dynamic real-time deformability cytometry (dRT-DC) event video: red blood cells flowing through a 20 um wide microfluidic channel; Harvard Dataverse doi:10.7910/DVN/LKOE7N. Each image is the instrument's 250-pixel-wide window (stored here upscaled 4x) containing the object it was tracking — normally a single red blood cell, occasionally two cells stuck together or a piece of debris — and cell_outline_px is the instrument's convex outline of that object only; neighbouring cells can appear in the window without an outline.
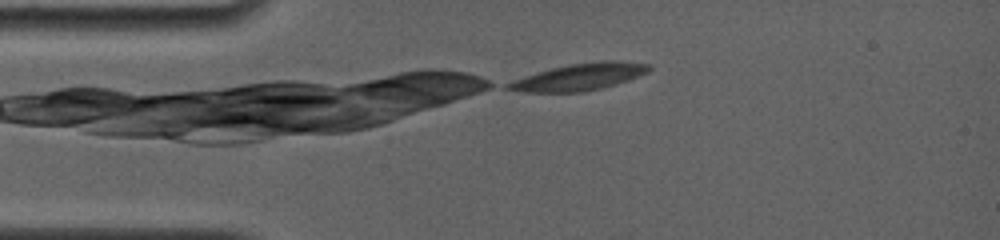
{"species": "common noctule bat (a hibernating species)", "species_latin": "Nyctalus noctula", "temperature_condition": "room temperature", "stored_images_in_passage": 20, "camera_frame_rate_fps": 4000, "um_per_image_px": 0.085, "animal": {"sex": "female", "body_mass_g": 19.0, "forearm_length_mm": 56.7}, "frame": {"image": 1, "passage_image": 1, "time_ms": 0.0, "image_size_px": [1000, 240], "cell_outline_px": [[652, 68], [648, 72], [628, 80], [616, 84], [584, 92], [524, 92], [504, 88], [504, 84], [512, 80], [524, 76], [552, 68], [572, 64], [604, 60], [620, 60], [652, 64]], "centroid_in_image_um": [49.27, 6.53], "position_along_channel_um": 35.7, "area_um2": 22.14}}
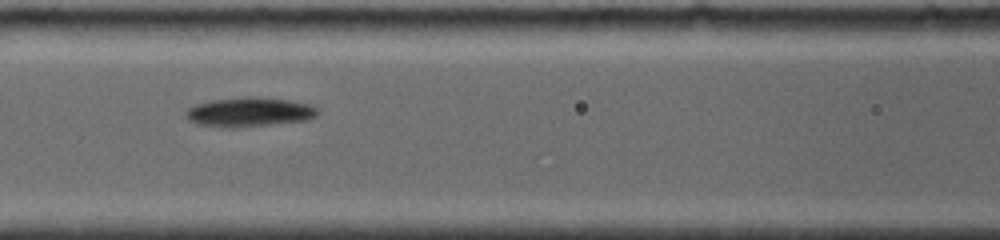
{"frame": {"image": 2, "passage_image": 8, "time_ms": 3.75, "image_size_px": [1000, 240], "cell_outline_px": [[320, 112], [316, 116], [308, 120], [232, 128], [228, 128], [196, 124], [188, 120], [184, 116], [184, 112], [188, 108], [196, 104], [212, 100], [240, 96], [260, 96], [288, 100], [312, 104]], "centroid_in_image_um": [21.17, 9.51], "position_along_channel_um": 145.4, "area_um2": 22.95}}
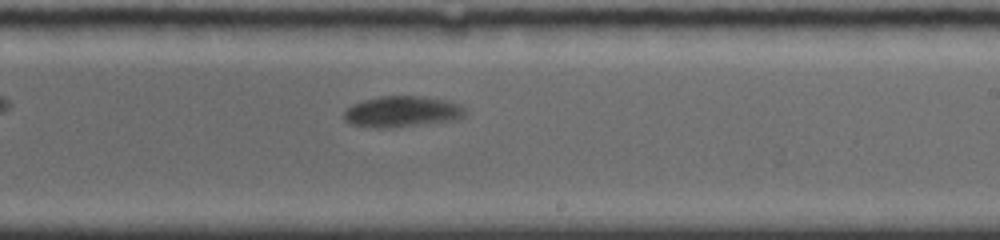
{"frame": {"image": 3, "passage_image": 19, "time_ms": 6.75, "image_size_px": [1000, 240], "cell_outline_px": [[464, 116], [460, 120], [384, 128], [376, 128], [348, 124], [344, 120], [344, 112], [352, 104], [364, 100], [380, 96], [420, 96], [444, 100], [460, 104], [464, 108]], "centroid_in_image_um": [34.16, 9.49], "position_along_channel_um": 254.8, "area_um2": 21.91}}